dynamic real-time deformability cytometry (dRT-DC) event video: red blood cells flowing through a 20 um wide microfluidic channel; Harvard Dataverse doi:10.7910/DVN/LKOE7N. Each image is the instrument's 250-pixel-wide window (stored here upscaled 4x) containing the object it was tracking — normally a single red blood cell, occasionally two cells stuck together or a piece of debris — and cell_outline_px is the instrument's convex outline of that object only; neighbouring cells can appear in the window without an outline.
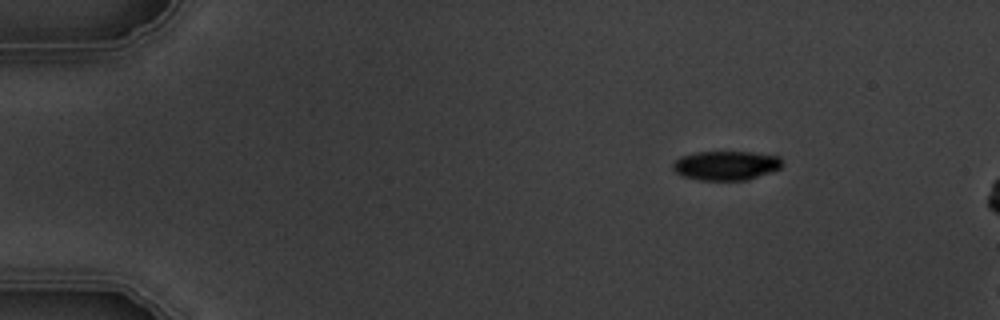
{"species": "common noctule bat (a hibernating species)", "species_latin": "Nyctalus noctula", "temperature_condition": "warm", "stored_images_in_passage": 3, "camera_frame_rate_fps": 3000, "um_per_image_px": 0.085, "animal": {"sex": "male", "body_mass_g": 19.5, "forearm_length_mm": 54.6}, "frame": {"image": 1, "passage_image": 2, "time_ms": 1.0, "image_size_px": [1000, 320], "cell_outline_px": [[784, 164], [780, 168], [772, 172], [748, 180], [700, 180], [684, 176], [676, 172], [672, 168], [672, 164], [680, 156], [696, 152], [752, 152], [780, 156]], "centroid_in_image_um": [61.75, 14.06], "position_along_channel_um": 23.3, "area_um2": 18.79}}